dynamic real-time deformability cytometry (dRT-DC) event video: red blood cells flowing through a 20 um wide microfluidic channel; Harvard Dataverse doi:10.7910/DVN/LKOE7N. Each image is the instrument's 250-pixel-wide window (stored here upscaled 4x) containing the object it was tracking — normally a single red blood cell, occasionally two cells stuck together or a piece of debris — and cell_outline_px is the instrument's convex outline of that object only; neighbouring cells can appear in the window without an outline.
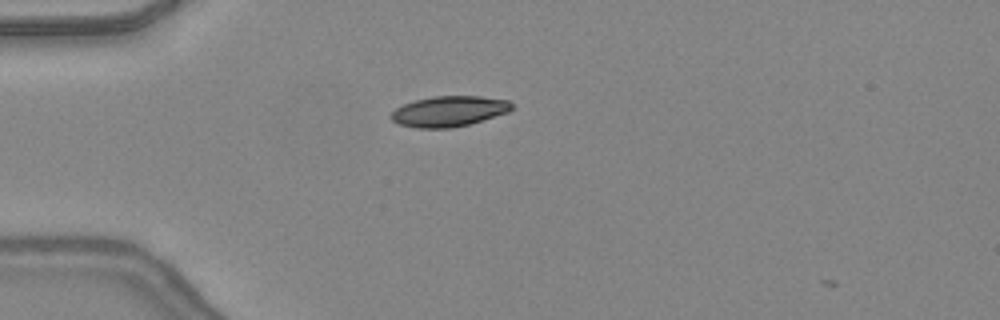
{"species": "common noctule bat (a hibernating species)", "species_latin": "Nyctalus noctula", "temperature_condition": "warm", "stored_images_in_passage": 2, "camera_frame_rate_fps": 3000, "um_per_image_px": 0.085, "animal": {"sex": "female", "body_mass_g": 24.6, "forearm_length_mm": 56.2}, "frame": {"image": 1, "passage_image": 1, "time_ms": 0.0, "image_size_px": [1000, 320], "cell_outline_px": [[512, 108], [508, 112], [468, 124], [452, 128], [416, 128], [400, 124], [392, 120], [388, 116], [396, 108], [404, 104], [416, 100], [432, 96], [480, 96], [508, 100], [512, 104]], "centroid_in_image_um": [38.14, 9.46], "position_along_channel_um": 46.9, "area_um2": 21.33}}